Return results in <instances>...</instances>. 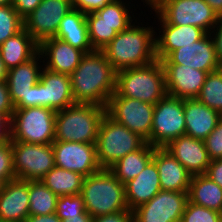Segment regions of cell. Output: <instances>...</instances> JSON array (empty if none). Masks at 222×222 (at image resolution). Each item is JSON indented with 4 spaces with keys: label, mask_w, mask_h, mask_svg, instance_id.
<instances>
[{
    "label": "cell",
    "mask_w": 222,
    "mask_h": 222,
    "mask_svg": "<svg viewBox=\"0 0 222 222\" xmlns=\"http://www.w3.org/2000/svg\"><path fill=\"white\" fill-rule=\"evenodd\" d=\"M116 72L102 50L85 53L70 75L75 103L106 107L116 91Z\"/></svg>",
    "instance_id": "cell-1"
},
{
    "label": "cell",
    "mask_w": 222,
    "mask_h": 222,
    "mask_svg": "<svg viewBox=\"0 0 222 222\" xmlns=\"http://www.w3.org/2000/svg\"><path fill=\"white\" fill-rule=\"evenodd\" d=\"M140 24L137 20L134 21L126 30L117 33L102 49L116 71L144 66L157 60L156 31L152 25L144 26L142 22Z\"/></svg>",
    "instance_id": "cell-2"
},
{
    "label": "cell",
    "mask_w": 222,
    "mask_h": 222,
    "mask_svg": "<svg viewBox=\"0 0 222 222\" xmlns=\"http://www.w3.org/2000/svg\"><path fill=\"white\" fill-rule=\"evenodd\" d=\"M80 195L85 210L98 217L128 209L125 199V184L109 169H101L84 178Z\"/></svg>",
    "instance_id": "cell-3"
},
{
    "label": "cell",
    "mask_w": 222,
    "mask_h": 222,
    "mask_svg": "<svg viewBox=\"0 0 222 222\" xmlns=\"http://www.w3.org/2000/svg\"><path fill=\"white\" fill-rule=\"evenodd\" d=\"M119 96L138 99L155 105L166 94L164 67L158 59L150 64L116 72V91Z\"/></svg>",
    "instance_id": "cell-4"
},
{
    "label": "cell",
    "mask_w": 222,
    "mask_h": 222,
    "mask_svg": "<svg viewBox=\"0 0 222 222\" xmlns=\"http://www.w3.org/2000/svg\"><path fill=\"white\" fill-rule=\"evenodd\" d=\"M106 107L75 103L56 112L55 140L96 143Z\"/></svg>",
    "instance_id": "cell-5"
},
{
    "label": "cell",
    "mask_w": 222,
    "mask_h": 222,
    "mask_svg": "<svg viewBox=\"0 0 222 222\" xmlns=\"http://www.w3.org/2000/svg\"><path fill=\"white\" fill-rule=\"evenodd\" d=\"M146 141L107 113L101 120L96 141L97 160L102 169H109L120 158L140 149Z\"/></svg>",
    "instance_id": "cell-6"
},
{
    "label": "cell",
    "mask_w": 222,
    "mask_h": 222,
    "mask_svg": "<svg viewBox=\"0 0 222 222\" xmlns=\"http://www.w3.org/2000/svg\"><path fill=\"white\" fill-rule=\"evenodd\" d=\"M56 112L39 106L15 108L11 117L12 140L52 144L55 141Z\"/></svg>",
    "instance_id": "cell-7"
},
{
    "label": "cell",
    "mask_w": 222,
    "mask_h": 222,
    "mask_svg": "<svg viewBox=\"0 0 222 222\" xmlns=\"http://www.w3.org/2000/svg\"><path fill=\"white\" fill-rule=\"evenodd\" d=\"M10 145L16 179L38 181L55 166L52 144H32L11 140Z\"/></svg>",
    "instance_id": "cell-8"
},
{
    "label": "cell",
    "mask_w": 222,
    "mask_h": 222,
    "mask_svg": "<svg viewBox=\"0 0 222 222\" xmlns=\"http://www.w3.org/2000/svg\"><path fill=\"white\" fill-rule=\"evenodd\" d=\"M185 135L184 99L166 94L154 106L151 145L164 148Z\"/></svg>",
    "instance_id": "cell-9"
},
{
    "label": "cell",
    "mask_w": 222,
    "mask_h": 222,
    "mask_svg": "<svg viewBox=\"0 0 222 222\" xmlns=\"http://www.w3.org/2000/svg\"><path fill=\"white\" fill-rule=\"evenodd\" d=\"M154 106L138 99L119 96L115 92L108 101L106 113L151 145Z\"/></svg>",
    "instance_id": "cell-10"
},
{
    "label": "cell",
    "mask_w": 222,
    "mask_h": 222,
    "mask_svg": "<svg viewBox=\"0 0 222 222\" xmlns=\"http://www.w3.org/2000/svg\"><path fill=\"white\" fill-rule=\"evenodd\" d=\"M156 12L171 25H193L210 33L219 20V15L205 0H167Z\"/></svg>",
    "instance_id": "cell-11"
},
{
    "label": "cell",
    "mask_w": 222,
    "mask_h": 222,
    "mask_svg": "<svg viewBox=\"0 0 222 222\" xmlns=\"http://www.w3.org/2000/svg\"><path fill=\"white\" fill-rule=\"evenodd\" d=\"M72 9V0H42L37 8L23 19L24 29L40 44L55 37L61 20Z\"/></svg>",
    "instance_id": "cell-12"
},
{
    "label": "cell",
    "mask_w": 222,
    "mask_h": 222,
    "mask_svg": "<svg viewBox=\"0 0 222 222\" xmlns=\"http://www.w3.org/2000/svg\"><path fill=\"white\" fill-rule=\"evenodd\" d=\"M188 192L160 190L149 202L133 210L134 222H181Z\"/></svg>",
    "instance_id": "cell-13"
},
{
    "label": "cell",
    "mask_w": 222,
    "mask_h": 222,
    "mask_svg": "<svg viewBox=\"0 0 222 222\" xmlns=\"http://www.w3.org/2000/svg\"><path fill=\"white\" fill-rule=\"evenodd\" d=\"M52 146L55 166L78 172L85 177L102 169L97 160L96 143L55 140Z\"/></svg>",
    "instance_id": "cell-14"
},
{
    "label": "cell",
    "mask_w": 222,
    "mask_h": 222,
    "mask_svg": "<svg viewBox=\"0 0 222 222\" xmlns=\"http://www.w3.org/2000/svg\"><path fill=\"white\" fill-rule=\"evenodd\" d=\"M161 63L181 64L207 73L221 68L210 33H206L191 45L174 50L167 58L162 59Z\"/></svg>",
    "instance_id": "cell-15"
},
{
    "label": "cell",
    "mask_w": 222,
    "mask_h": 222,
    "mask_svg": "<svg viewBox=\"0 0 222 222\" xmlns=\"http://www.w3.org/2000/svg\"><path fill=\"white\" fill-rule=\"evenodd\" d=\"M75 104L70 75L51 71L43 67L39 80V107L55 111Z\"/></svg>",
    "instance_id": "cell-16"
},
{
    "label": "cell",
    "mask_w": 222,
    "mask_h": 222,
    "mask_svg": "<svg viewBox=\"0 0 222 222\" xmlns=\"http://www.w3.org/2000/svg\"><path fill=\"white\" fill-rule=\"evenodd\" d=\"M42 59L38 52L29 61L8 70L6 82L14 108H27L30 87L39 82L44 67Z\"/></svg>",
    "instance_id": "cell-17"
},
{
    "label": "cell",
    "mask_w": 222,
    "mask_h": 222,
    "mask_svg": "<svg viewBox=\"0 0 222 222\" xmlns=\"http://www.w3.org/2000/svg\"><path fill=\"white\" fill-rule=\"evenodd\" d=\"M155 14L154 17H157L159 22V35L156 32L155 36L156 58L159 61L167 58L174 50L200 40L206 34L204 30L193 25L168 24L156 12Z\"/></svg>",
    "instance_id": "cell-18"
},
{
    "label": "cell",
    "mask_w": 222,
    "mask_h": 222,
    "mask_svg": "<svg viewBox=\"0 0 222 222\" xmlns=\"http://www.w3.org/2000/svg\"><path fill=\"white\" fill-rule=\"evenodd\" d=\"M165 71L168 95L180 99L197 98L205 82L207 72L181 64H162Z\"/></svg>",
    "instance_id": "cell-19"
},
{
    "label": "cell",
    "mask_w": 222,
    "mask_h": 222,
    "mask_svg": "<svg viewBox=\"0 0 222 222\" xmlns=\"http://www.w3.org/2000/svg\"><path fill=\"white\" fill-rule=\"evenodd\" d=\"M39 53L44 58L42 60L45 68L67 75L73 73L85 54L82 50L55 37L41 42Z\"/></svg>",
    "instance_id": "cell-20"
},
{
    "label": "cell",
    "mask_w": 222,
    "mask_h": 222,
    "mask_svg": "<svg viewBox=\"0 0 222 222\" xmlns=\"http://www.w3.org/2000/svg\"><path fill=\"white\" fill-rule=\"evenodd\" d=\"M167 149L192 175L205 174L211 160L205 148L204 140L181 135L172 140Z\"/></svg>",
    "instance_id": "cell-21"
},
{
    "label": "cell",
    "mask_w": 222,
    "mask_h": 222,
    "mask_svg": "<svg viewBox=\"0 0 222 222\" xmlns=\"http://www.w3.org/2000/svg\"><path fill=\"white\" fill-rule=\"evenodd\" d=\"M28 216L29 181H8L0 193V222H24Z\"/></svg>",
    "instance_id": "cell-22"
},
{
    "label": "cell",
    "mask_w": 222,
    "mask_h": 222,
    "mask_svg": "<svg viewBox=\"0 0 222 222\" xmlns=\"http://www.w3.org/2000/svg\"><path fill=\"white\" fill-rule=\"evenodd\" d=\"M152 160L155 162L161 190L188 192L192 175L165 148H155Z\"/></svg>",
    "instance_id": "cell-23"
},
{
    "label": "cell",
    "mask_w": 222,
    "mask_h": 222,
    "mask_svg": "<svg viewBox=\"0 0 222 222\" xmlns=\"http://www.w3.org/2000/svg\"><path fill=\"white\" fill-rule=\"evenodd\" d=\"M161 190L157 166L151 160L134 179L125 183V199L129 210L149 202Z\"/></svg>",
    "instance_id": "cell-24"
},
{
    "label": "cell",
    "mask_w": 222,
    "mask_h": 222,
    "mask_svg": "<svg viewBox=\"0 0 222 222\" xmlns=\"http://www.w3.org/2000/svg\"><path fill=\"white\" fill-rule=\"evenodd\" d=\"M185 134L204 140L215 128L222 116L197 98L184 99Z\"/></svg>",
    "instance_id": "cell-25"
},
{
    "label": "cell",
    "mask_w": 222,
    "mask_h": 222,
    "mask_svg": "<svg viewBox=\"0 0 222 222\" xmlns=\"http://www.w3.org/2000/svg\"><path fill=\"white\" fill-rule=\"evenodd\" d=\"M55 38L67 42L84 53L94 51L89 40L86 14L77 9L73 8L64 16Z\"/></svg>",
    "instance_id": "cell-26"
},
{
    "label": "cell",
    "mask_w": 222,
    "mask_h": 222,
    "mask_svg": "<svg viewBox=\"0 0 222 222\" xmlns=\"http://www.w3.org/2000/svg\"><path fill=\"white\" fill-rule=\"evenodd\" d=\"M38 52L39 44L24 28L0 45L1 58L8 70L29 61Z\"/></svg>",
    "instance_id": "cell-27"
},
{
    "label": "cell",
    "mask_w": 222,
    "mask_h": 222,
    "mask_svg": "<svg viewBox=\"0 0 222 222\" xmlns=\"http://www.w3.org/2000/svg\"><path fill=\"white\" fill-rule=\"evenodd\" d=\"M188 201L222 213V188L207 175L191 177Z\"/></svg>",
    "instance_id": "cell-28"
},
{
    "label": "cell",
    "mask_w": 222,
    "mask_h": 222,
    "mask_svg": "<svg viewBox=\"0 0 222 222\" xmlns=\"http://www.w3.org/2000/svg\"><path fill=\"white\" fill-rule=\"evenodd\" d=\"M154 147L146 142L140 149L120 158L109 170L123 184L134 179L152 160Z\"/></svg>",
    "instance_id": "cell-29"
},
{
    "label": "cell",
    "mask_w": 222,
    "mask_h": 222,
    "mask_svg": "<svg viewBox=\"0 0 222 222\" xmlns=\"http://www.w3.org/2000/svg\"><path fill=\"white\" fill-rule=\"evenodd\" d=\"M85 176L78 172L69 171L54 166L42 179L43 184L55 195H79Z\"/></svg>",
    "instance_id": "cell-30"
},
{
    "label": "cell",
    "mask_w": 222,
    "mask_h": 222,
    "mask_svg": "<svg viewBox=\"0 0 222 222\" xmlns=\"http://www.w3.org/2000/svg\"><path fill=\"white\" fill-rule=\"evenodd\" d=\"M130 6H132L131 2L127 0H115L112 3L106 4L101 9L95 11L98 15V22H105L111 25L117 33L126 30L133 24L134 20L136 21L134 13L130 11L132 9Z\"/></svg>",
    "instance_id": "cell-31"
},
{
    "label": "cell",
    "mask_w": 222,
    "mask_h": 222,
    "mask_svg": "<svg viewBox=\"0 0 222 222\" xmlns=\"http://www.w3.org/2000/svg\"><path fill=\"white\" fill-rule=\"evenodd\" d=\"M58 196L41 180L29 181V215H50L56 213Z\"/></svg>",
    "instance_id": "cell-32"
},
{
    "label": "cell",
    "mask_w": 222,
    "mask_h": 222,
    "mask_svg": "<svg viewBox=\"0 0 222 222\" xmlns=\"http://www.w3.org/2000/svg\"><path fill=\"white\" fill-rule=\"evenodd\" d=\"M197 99L222 116V67L207 74Z\"/></svg>",
    "instance_id": "cell-33"
},
{
    "label": "cell",
    "mask_w": 222,
    "mask_h": 222,
    "mask_svg": "<svg viewBox=\"0 0 222 222\" xmlns=\"http://www.w3.org/2000/svg\"><path fill=\"white\" fill-rule=\"evenodd\" d=\"M86 21L89 40L94 50H102L117 35L111 25L105 22H98V15L95 12L87 13Z\"/></svg>",
    "instance_id": "cell-34"
},
{
    "label": "cell",
    "mask_w": 222,
    "mask_h": 222,
    "mask_svg": "<svg viewBox=\"0 0 222 222\" xmlns=\"http://www.w3.org/2000/svg\"><path fill=\"white\" fill-rule=\"evenodd\" d=\"M23 28V18L12 4L0 6V45Z\"/></svg>",
    "instance_id": "cell-35"
},
{
    "label": "cell",
    "mask_w": 222,
    "mask_h": 222,
    "mask_svg": "<svg viewBox=\"0 0 222 222\" xmlns=\"http://www.w3.org/2000/svg\"><path fill=\"white\" fill-rule=\"evenodd\" d=\"M181 222H222V213L187 201Z\"/></svg>",
    "instance_id": "cell-36"
},
{
    "label": "cell",
    "mask_w": 222,
    "mask_h": 222,
    "mask_svg": "<svg viewBox=\"0 0 222 222\" xmlns=\"http://www.w3.org/2000/svg\"><path fill=\"white\" fill-rule=\"evenodd\" d=\"M85 211L84 201L80 194L59 196L57 199L56 215L61 220L67 217L79 216Z\"/></svg>",
    "instance_id": "cell-37"
},
{
    "label": "cell",
    "mask_w": 222,
    "mask_h": 222,
    "mask_svg": "<svg viewBox=\"0 0 222 222\" xmlns=\"http://www.w3.org/2000/svg\"><path fill=\"white\" fill-rule=\"evenodd\" d=\"M210 160L222 159V118L216 128L204 139Z\"/></svg>",
    "instance_id": "cell-38"
},
{
    "label": "cell",
    "mask_w": 222,
    "mask_h": 222,
    "mask_svg": "<svg viewBox=\"0 0 222 222\" xmlns=\"http://www.w3.org/2000/svg\"><path fill=\"white\" fill-rule=\"evenodd\" d=\"M0 177L6 182L16 179L13 171L12 150L10 143L0 147Z\"/></svg>",
    "instance_id": "cell-39"
},
{
    "label": "cell",
    "mask_w": 222,
    "mask_h": 222,
    "mask_svg": "<svg viewBox=\"0 0 222 222\" xmlns=\"http://www.w3.org/2000/svg\"><path fill=\"white\" fill-rule=\"evenodd\" d=\"M115 0H72L73 8L85 14L95 12Z\"/></svg>",
    "instance_id": "cell-40"
},
{
    "label": "cell",
    "mask_w": 222,
    "mask_h": 222,
    "mask_svg": "<svg viewBox=\"0 0 222 222\" xmlns=\"http://www.w3.org/2000/svg\"><path fill=\"white\" fill-rule=\"evenodd\" d=\"M13 112H0V143L7 144L12 140L11 117Z\"/></svg>",
    "instance_id": "cell-41"
},
{
    "label": "cell",
    "mask_w": 222,
    "mask_h": 222,
    "mask_svg": "<svg viewBox=\"0 0 222 222\" xmlns=\"http://www.w3.org/2000/svg\"><path fill=\"white\" fill-rule=\"evenodd\" d=\"M93 222H133V211L126 209L120 212L93 217Z\"/></svg>",
    "instance_id": "cell-42"
},
{
    "label": "cell",
    "mask_w": 222,
    "mask_h": 222,
    "mask_svg": "<svg viewBox=\"0 0 222 222\" xmlns=\"http://www.w3.org/2000/svg\"><path fill=\"white\" fill-rule=\"evenodd\" d=\"M41 1L42 0H13L12 5L24 19L37 8Z\"/></svg>",
    "instance_id": "cell-43"
},
{
    "label": "cell",
    "mask_w": 222,
    "mask_h": 222,
    "mask_svg": "<svg viewBox=\"0 0 222 222\" xmlns=\"http://www.w3.org/2000/svg\"><path fill=\"white\" fill-rule=\"evenodd\" d=\"M210 35L214 41L218 62L220 67H222V17L219 18Z\"/></svg>",
    "instance_id": "cell-44"
},
{
    "label": "cell",
    "mask_w": 222,
    "mask_h": 222,
    "mask_svg": "<svg viewBox=\"0 0 222 222\" xmlns=\"http://www.w3.org/2000/svg\"><path fill=\"white\" fill-rule=\"evenodd\" d=\"M205 175L222 188V159L212 160Z\"/></svg>",
    "instance_id": "cell-45"
},
{
    "label": "cell",
    "mask_w": 222,
    "mask_h": 222,
    "mask_svg": "<svg viewBox=\"0 0 222 222\" xmlns=\"http://www.w3.org/2000/svg\"><path fill=\"white\" fill-rule=\"evenodd\" d=\"M6 81L0 82V112H14Z\"/></svg>",
    "instance_id": "cell-46"
},
{
    "label": "cell",
    "mask_w": 222,
    "mask_h": 222,
    "mask_svg": "<svg viewBox=\"0 0 222 222\" xmlns=\"http://www.w3.org/2000/svg\"><path fill=\"white\" fill-rule=\"evenodd\" d=\"M24 222H62L56 213L50 215H29Z\"/></svg>",
    "instance_id": "cell-47"
},
{
    "label": "cell",
    "mask_w": 222,
    "mask_h": 222,
    "mask_svg": "<svg viewBox=\"0 0 222 222\" xmlns=\"http://www.w3.org/2000/svg\"><path fill=\"white\" fill-rule=\"evenodd\" d=\"M39 100V82L32 87L28 93L27 108L28 107H38Z\"/></svg>",
    "instance_id": "cell-48"
},
{
    "label": "cell",
    "mask_w": 222,
    "mask_h": 222,
    "mask_svg": "<svg viewBox=\"0 0 222 222\" xmlns=\"http://www.w3.org/2000/svg\"><path fill=\"white\" fill-rule=\"evenodd\" d=\"M62 222H93V217L85 211L79 216L67 217L63 219Z\"/></svg>",
    "instance_id": "cell-49"
},
{
    "label": "cell",
    "mask_w": 222,
    "mask_h": 222,
    "mask_svg": "<svg viewBox=\"0 0 222 222\" xmlns=\"http://www.w3.org/2000/svg\"><path fill=\"white\" fill-rule=\"evenodd\" d=\"M207 4L222 17V0H205Z\"/></svg>",
    "instance_id": "cell-50"
},
{
    "label": "cell",
    "mask_w": 222,
    "mask_h": 222,
    "mask_svg": "<svg viewBox=\"0 0 222 222\" xmlns=\"http://www.w3.org/2000/svg\"><path fill=\"white\" fill-rule=\"evenodd\" d=\"M142 2H144L145 4H147L153 11H155L157 8H159L164 2H166L167 0H141Z\"/></svg>",
    "instance_id": "cell-51"
},
{
    "label": "cell",
    "mask_w": 222,
    "mask_h": 222,
    "mask_svg": "<svg viewBox=\"0 0 222 222\" xmlns=\"http://www.w3.org/2000/svg\"><path fill=\"white\" fill-rule=\"evenodd\" d=\"M8 69L6 68L0 54V82L6 81Z\"/></svg>",
    "instance_id": "cell-52"
},
{
    "label": "cell",
    "mask_w": 222,
    "mask_h": 222,
    "mask_svg": "<svg viewBox=\"0 0 222 222\" xmlns=\"http://www.w3.org/2000/svg\"><path fill=\"white\" fill-rule=\"evenodd\" d=\"M6 183L7 182L2 177H0V193L4 190Z\"/></svg>",
    "instance_id": "cell-53"
},
{
    "label": "cell",
    "mask_w": 222,
    "mask_h": 222,
    "mask_svg": "<svg viewBox=\"0 0 222 222\" xmlns=\"http://www.w3.org/2000/svg\"><path fill=\"white\" fill-rule=\"evenodd\" d=\"M13 0H0V6L10 5Z\"/></svg>",
    "instance_id": "cell-54"
}]
</instances>
